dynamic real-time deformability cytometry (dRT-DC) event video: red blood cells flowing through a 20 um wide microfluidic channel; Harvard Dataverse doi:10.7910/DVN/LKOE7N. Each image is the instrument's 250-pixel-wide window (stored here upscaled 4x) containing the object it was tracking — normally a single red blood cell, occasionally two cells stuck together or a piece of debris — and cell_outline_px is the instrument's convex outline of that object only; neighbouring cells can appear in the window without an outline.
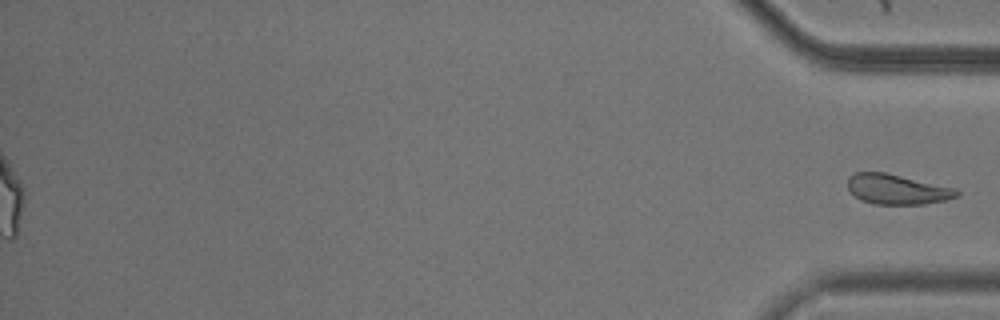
{"species": "common noctule bat (a hibernating species)", "species_latin": "Nyctalus noctula", "temperature_condition": "cold", "stored_images_in_passage": 55, "segment_of_instrument_passage": [2, 2], "camera_frame_rate_fps": 3000, "um_per_image_px": 0.085, "animal": {"sex": "male", "body_mass_g": 20.5, "forearm_length_mm": 52.5}, "frame": {"image": 1, "passage_image": 55, "time_ms": 18.0, "image_size_px": [1000, 320], "cell_outline_px": [[960, 196], [948, 200], [924, 204], [876, 204], [860, 200], [848, 188], [848, 176], [856, 172], [884, 172], [956, 188], [960, 192]], "centroid_in_image_um": [76.29, 16.09], "position_along_channel_um": 358.9, "area_um2": 19.13}}